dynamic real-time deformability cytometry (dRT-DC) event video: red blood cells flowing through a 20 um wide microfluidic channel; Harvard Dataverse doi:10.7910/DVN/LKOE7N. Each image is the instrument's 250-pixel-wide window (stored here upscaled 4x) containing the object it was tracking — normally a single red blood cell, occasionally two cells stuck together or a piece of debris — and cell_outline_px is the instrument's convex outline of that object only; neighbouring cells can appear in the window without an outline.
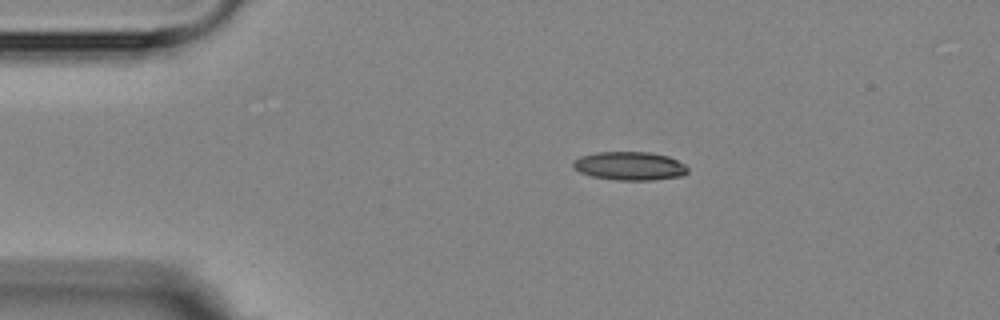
{"species": "Egyptian fruit bat (a non-hibernating species)", "species_latin": "Rousettus aegyptiacus", "temperature_condition": "room temperature", "stored_images_in_passage": 3, "camera_frame_rate_fps": 3000, "um_per_image_px": 0.085, "animal": {"sex": "female"}, "frame": {"image": 1, "passage_image": 1, "time_ms": 0.0, "image_size_px": [1000, 320], "cell_outline_px": [[688, 172], [684, 176], [652, 180], [616, 180], [592, 176], [580, 172], [572, 168], [572, 160], [580, 156], [596, 152], [652, 152], [668, 156], [684, 164], [688, 168]], "centroid_in_image_um": [53.51, 14.1], "position_along_channel_um": 31.5, "area_um2": 19.25}}
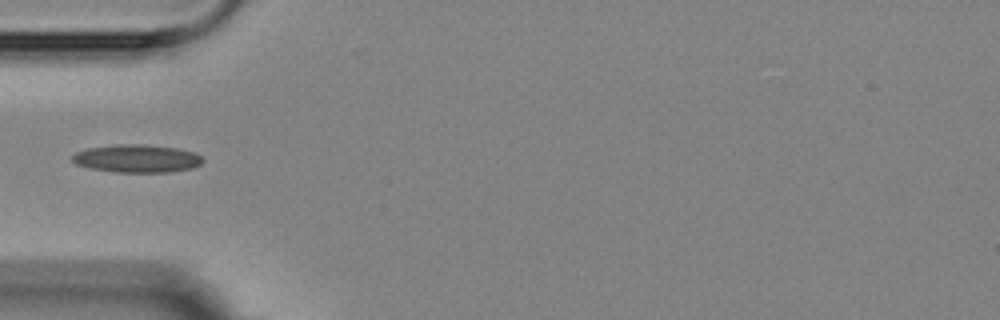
{"frame": {"image": 2, "passage_image": 3, "time_ms": 2.333, "image_size_px": [1000, 320], "cell_outline_px": [[204, 160], [200, 164], [192, 168], [168, 172], [116, 172], [92, 168], [76, 164], [72, 160], [72, 156], [76, 152], [88, 148], [116, 144], [144, 144], [176, 148], [196, 152]], "centroid_in_image_um": [11.65, 13.47], "position_along_channel_um": 73.3, "area_um2": 21.15}}